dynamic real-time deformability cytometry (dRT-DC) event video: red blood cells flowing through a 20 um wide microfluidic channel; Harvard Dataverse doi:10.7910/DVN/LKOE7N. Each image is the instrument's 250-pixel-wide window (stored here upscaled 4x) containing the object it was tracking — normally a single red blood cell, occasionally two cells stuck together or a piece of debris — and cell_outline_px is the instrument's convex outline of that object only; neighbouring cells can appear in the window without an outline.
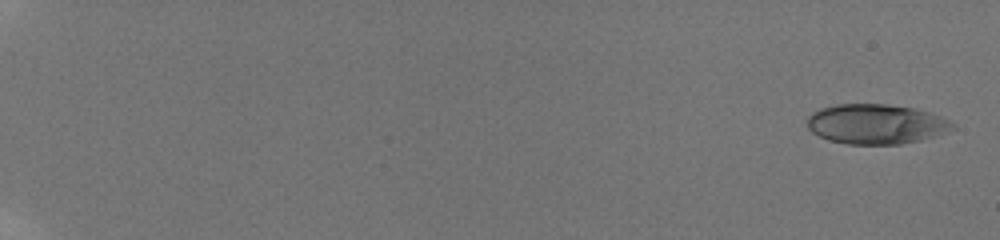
{"species": "human", "species_latin": "Homo sapiens", "temperature_condition": "room temperature", "stored_images_in_passage": 21, "camera_frame_rate_fps": 3000, "um_per_image_px": 0.085, "donor": {"sex": "male"}, "frame": {"image": 1, "passage_image": 1, "time_ms": 0.0, "image_size_px": [1000, 240], "cell_outline_px": [[956, 128], [920, 140], [900, 144], [848, 144], [828, 140], [812, 132], [808, 128], [808, 116], [812, 112], [820, 108], [836, 104], [884, 104], [916, 108], [952, 120], [956, 124]], "centroid_in_image_um": [74.47, 10.54], "position_along_channel_um": 10.5, "area_um2": 33.81}}
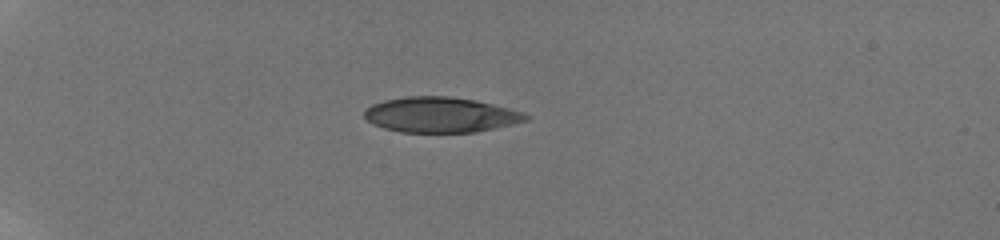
{"frame": {"image": 2, "passage_image": 12, "time_ms": 5.667, "image_size_px": [1000, 240], "cell_outline_px": [[532, 116], [528, 120], [512, 124], [476, 132], [400, 132], [384, 128], [372, 124], [364, 116], [364, 108], [372, 104], [384, 100], [408, 96], [448, 96], [476, 100], [524, 112]], "centroid_in_image_um": [37.44, 9.75], "position_along_channel_um": 47.6, "area_um2": 33.29}}